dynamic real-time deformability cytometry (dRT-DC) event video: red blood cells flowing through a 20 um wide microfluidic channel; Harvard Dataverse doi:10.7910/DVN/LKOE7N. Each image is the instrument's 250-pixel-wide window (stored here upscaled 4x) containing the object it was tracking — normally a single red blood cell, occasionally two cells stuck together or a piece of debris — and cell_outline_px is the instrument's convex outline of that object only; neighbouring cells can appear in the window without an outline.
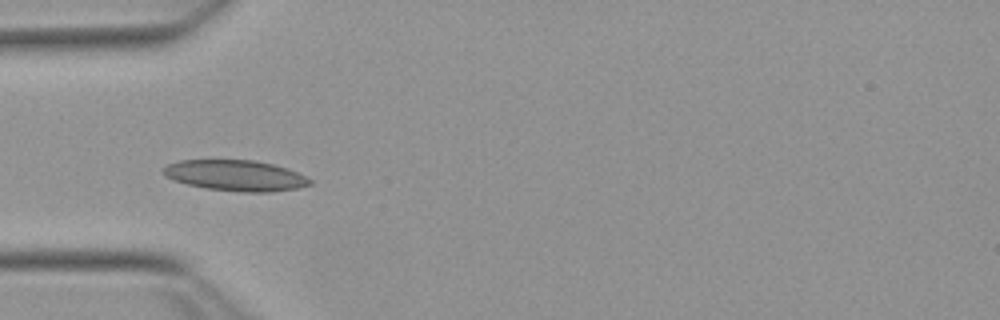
{"species": "Egyptian fruit bat (a non-hibernating species)", "species_latin": "Rousettus aegyptiacus", "temperature_condition": "warm", "stored_images_in_passage": 38, "camera_frame_rate_fps": 3000, "um_per_image_px": 0.085, "animal": {"sex": "female"}, "frame": {"image": 1, "passage_image": 1, "time_ms": 0.0, "image_size_px": [1000, 320], "cell_outline_px": [[312, 184], [296, 188], [272, 192], [240, 192], [204, 188], [172, 180], [164, 176], [164, 168], [168, 164], [180, 160], [256, 160], [288, 168], [312, 180]], "centroid_in_image_um": [20.02, 14.92], "position_along_channel_um": 65.0, "area_um2": 26.3}}
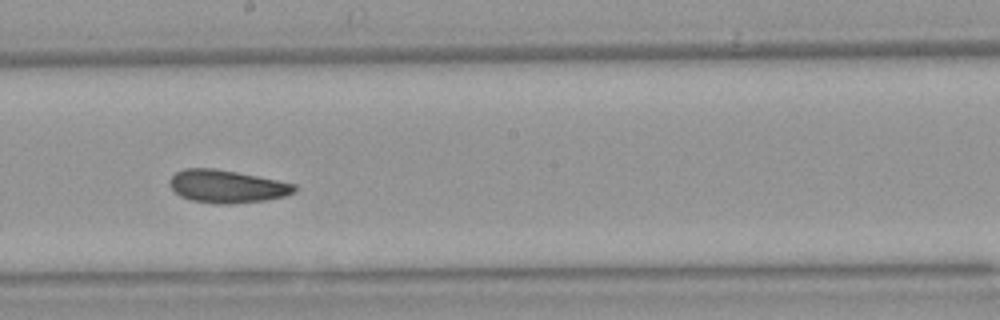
{"frame": {"image": 2, "passage_image": 14, "time_ms": 4.333, "image_size_px": [1000, 320], "cell_outline_px": [[296, 192], [284, 196], [264, 200], [228, 204], [216, 204], [192, 200], [180, 196], [168, 184], [168, 180], [176, 172], [184, 168], [212, 168], [236, 172], [296, 184]], "centroid_in_image_um": [19.26, 15.84], "position_along_channel_um": 228.9, "area_um2": 23.7}}
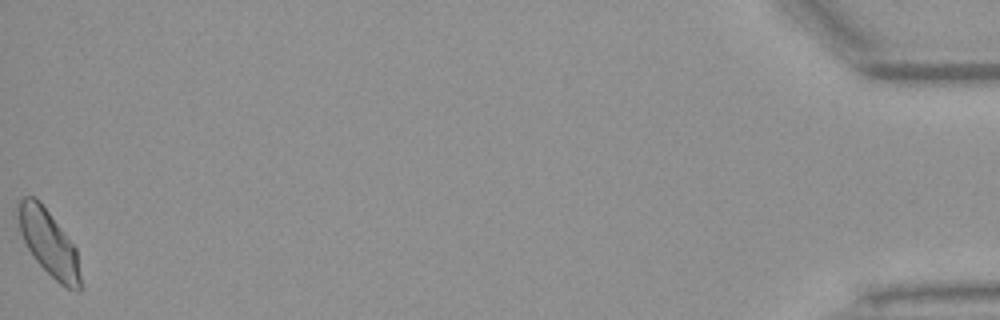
{"frame": {"image": 3, "passage_image": 38, "time_ms": 12.333, "image_size_px": [1000, 320], "cell_outline_px": [[80, 288], [68, 288], [60, 284], [32, 256], [20, 232], [16, 216], [16, 200], [24, 196], [36, 196], [40, 200], [76, 248], [80, 276]], "centroid_in_image_um": [4.07, 20.54], "position_along_channel_um": 431.1, "area_um2": 23.76}, "authors_computed_cell_mechanics": {"area_um2": 23.5535, "velocity_mm_per_s": 3.8097, "shape_relaxation_time_tau1_ms": 5.5956, "shape_relaxation_time_tau2_ms": 3.7183, "deformation_change_tau1": 0.1286, "deformation_change_tau2": 0.1067}}